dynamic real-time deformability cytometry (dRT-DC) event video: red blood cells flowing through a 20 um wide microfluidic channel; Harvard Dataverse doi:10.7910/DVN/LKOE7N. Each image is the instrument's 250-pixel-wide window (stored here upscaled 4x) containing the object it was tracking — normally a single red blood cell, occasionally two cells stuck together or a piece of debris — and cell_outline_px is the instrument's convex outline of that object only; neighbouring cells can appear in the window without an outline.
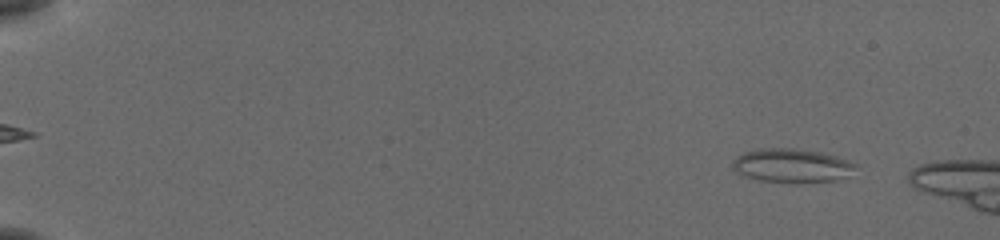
{"species": "common noctule bat (a hibernating species)", "species_latin": "Nyctalus noctula", "temperature_condition": "cold", "stored_images_in_passage": 52, "camera_frame_rate_fps": 3000, "um_per_image_px": 0.085, "animal": {"sex": "female", "body_mass_g": 19.5, "forearm_length_mm": 54.1}, "frame": {"image": 1, "passage_image": 5, "time_ms": 1.333, "image_size_px": [1000, 240], "cell_outline_px": [[856, 164], [848, 176], [836, 180], [800, 184], [796, 184], [760, 180], [744, 176], [736, 172], [732, 168], [732, 160], [736, 156], [744, 152], [760, 148], [792, 148], [820, 152], [836, 156]], "centroid_in_image_um": [67.25, 14.09], "position_along_channel_um": 17.7, "area_um2": 24.51}}
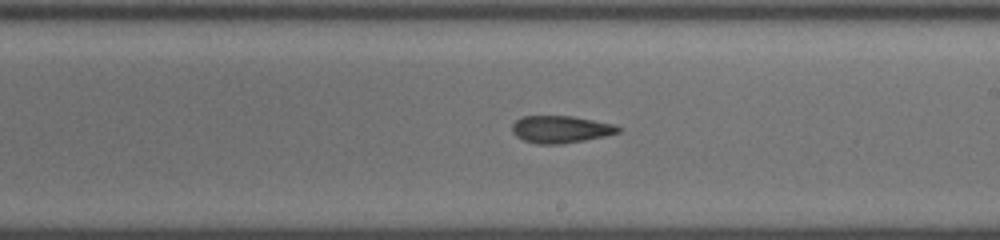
{"frame": {"image": 2, "passage_image": 34, "time_ms": 11.0, "image_size_px": [1000, 240], "cell_outline_px": [[624, 128], [620, 132], [604, 136], [584, 140], [560, 144], [536, 144], [524, 140], [516, 136], [512, 132], [512, 124], [520, 116], [572, 116], [616, 124]], "centroid_in_image_um": [47.68, 10.98], "position_along_channel_um": 241.3, "area_um2": 16.99}}
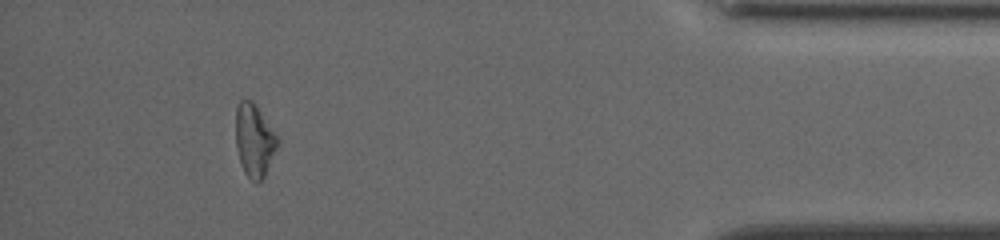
{"frame": {"image": 3, "passage_image": 51, "time_ms": 16.667, "image_size_px": [1000, 240], "cell_outline_px": [[280, 140], [264, 176], [260, 184], [256, 184], [244, 172], [236, 148], [236, 108], [240, 100], [252, 100], [256, 104]], "centroid_in_image_um": [21.62, 11.93], "position_along_channel_um": 413.6, "area_um2": 17.69}}